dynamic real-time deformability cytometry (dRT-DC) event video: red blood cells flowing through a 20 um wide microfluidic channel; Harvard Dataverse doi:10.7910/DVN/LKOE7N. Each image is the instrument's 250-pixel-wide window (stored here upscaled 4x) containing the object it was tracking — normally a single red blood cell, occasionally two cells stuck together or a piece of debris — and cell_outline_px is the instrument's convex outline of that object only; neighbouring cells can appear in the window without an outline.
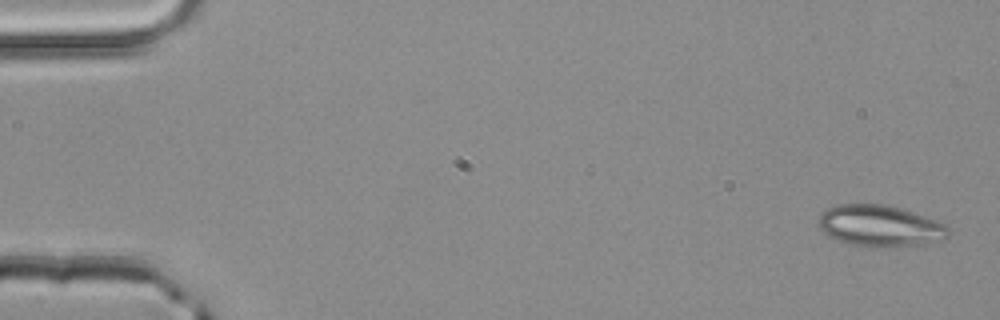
{"species": "common noctule bat (a hibernating species)", "species_latin": "Nyctalus noctula", "temperature_condition": "room temperature", "stored_images_in_passage": 4, "camera_frame_rate_fps": 3000, "um_per_image_px": 0.085, "animal": {"sex": "male", "body_mass_g": 20.4}, "frame": {"image": 1, "passage_image": 1, "time_ms": 0.0, "image_size_px": [1000, 320], "cell_outline_px": [[948, 236], [944, 240], [924, 244], [884, 248], [868, 248], [848, 244], [824, 232], [816, 224], [820, 212], [836, 204], [884, 204], [900, 208], [936, 220], [944, 224], [948, 228]], "centroid_in_image_um": [74.78, 19.21], "position_along_channel_um": 10.2, "area_um2": 31.67}}